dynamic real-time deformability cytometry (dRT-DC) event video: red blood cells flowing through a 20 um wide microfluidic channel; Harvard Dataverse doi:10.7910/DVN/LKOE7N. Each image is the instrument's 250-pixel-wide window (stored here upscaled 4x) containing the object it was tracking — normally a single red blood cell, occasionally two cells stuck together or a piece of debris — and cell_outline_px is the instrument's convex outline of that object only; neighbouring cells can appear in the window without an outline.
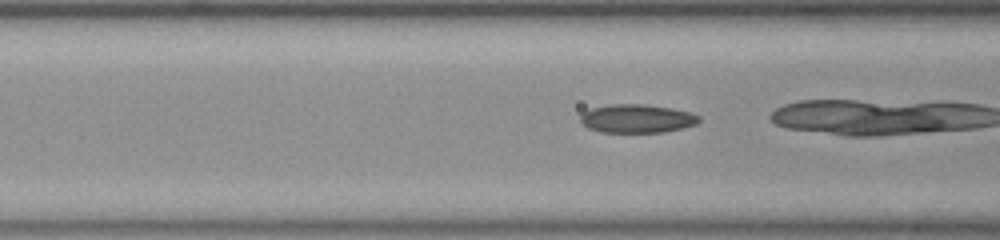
{"species": "common noctule bat (a hibernating species)", "species_latin": "Nyctalus noctula", "temperature_condition": "room temperature", "stored_images_in_passage": 38, "camera_frame_rate_fps": 3000, "um_per_image_px": 0.085, "animal": {"sex": "female", "body_mass_g": 23.0, "forearm_length_mm": 53.4}, "frame": {"image": 1, "passage_image": 18, "time_ms": 5.667, "image_size_px": [1000, 240], "cell_outline_px": [[700, 120], [696, 124], [664, 132], [600, 132], [588, 128], [580, 120], [580, 116], [584, 112], [592, 108], [612, 104], [644, 104], [672, 108], [692, 112], [700, 116]], "centroid_in_image_um": [54.16, 10.07], "position_along_channel_um": 112.4, "area_um2": 19.65}}